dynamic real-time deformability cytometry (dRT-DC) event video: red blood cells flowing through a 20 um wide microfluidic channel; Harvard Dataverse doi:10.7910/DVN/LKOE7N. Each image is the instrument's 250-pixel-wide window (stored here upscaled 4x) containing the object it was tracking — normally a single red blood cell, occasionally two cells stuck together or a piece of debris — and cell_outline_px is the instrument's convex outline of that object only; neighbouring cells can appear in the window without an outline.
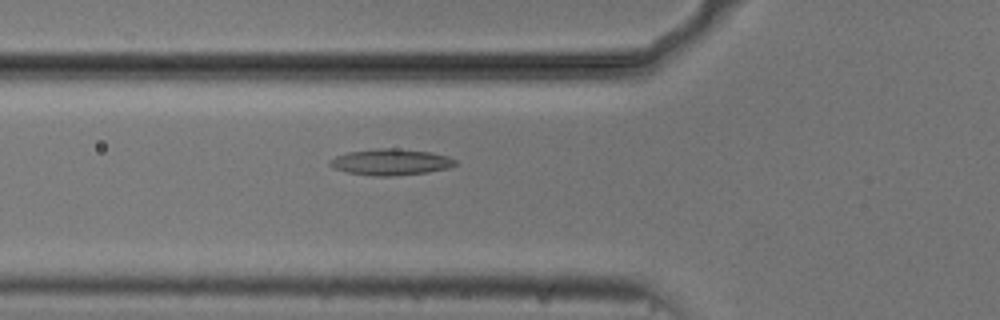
{"species": "common noctule bat (a hibernating species)", "species_latin": "Nyctalus noctula", "temperature_condition": "cold", "stored_images_in_passage": 44, "camera_frame_rate_fps": 3000, "um_per_image_px": 0.085, "animal": {"sex": "male", "body_mass_g": 20.5, "forearm_length_mm": 52.5}, "frame": {"image": 1, "passage_image": 9, "time_ms": 2.667, "image_size_px": [1000, 320], "cell_outline_px": [[456, 164], [448, 168], [428, 172], [392, 176], [376, 176], [348, 172], [336, 168], [328, 164], [328, 160], [336, 156], [348, 152], [376, 148], [396, 148], [432, 152], [448, 156], [456, 160]], "centroid_in_image_um": [33.23, 13.76], "position_along_channel_um": 92.6, "area_um2": 19.13}}
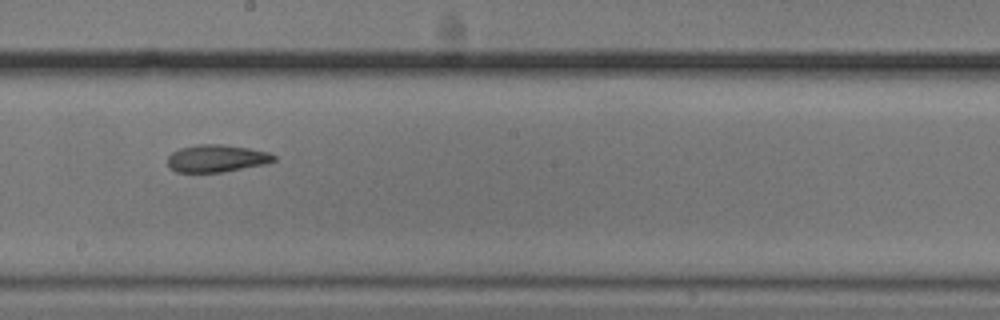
{"frame": {"image": 2, "passage_image": 20, "time_ms": 6.333, "image_size_px": [1000, 320], "cell_outline_px": [[276, 160], [264, 164], [224, 172], [176, 172], [168, 164], [168, 156], [172, 152], [180, 148], [196, 144], [220, 144], [248, 148], [268, 152], [276, 156]], "centroid_in_image_um": [18.41, 13.46], "position_along_channel_um": 229.8, "area_um2": 16.88}}
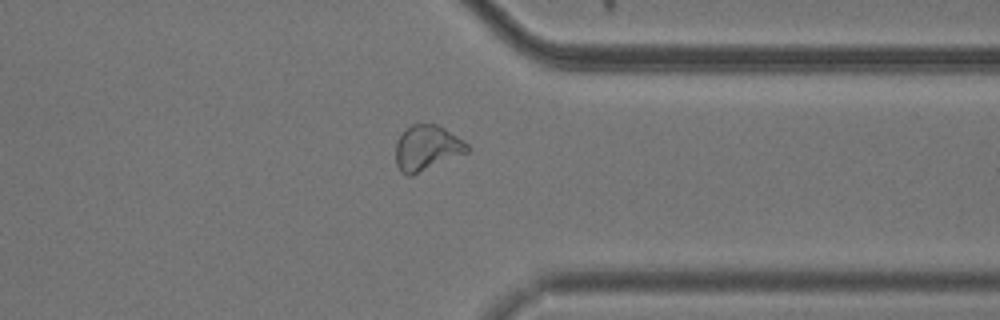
{"frame": {"image": 3, "passage_image": 32, "time_ms": 10.333, "image_size_px": [1000, 320], "cell_outline_px": [[472, 148], [468, 152], [412, 176], [408, 176], [400, 172], [396, 164], [396, 144], [404, 128], [412, 124], [436, 124], [444, 128], [464, 140]], "centroid_in_image_um": [36.29, 12.58], "position_along_channel_um": 375.1, "area_um2": 19.07}, "authors_computed_cell_mechanics": {"area_um2": 18.7272, "velocity_mm_per_s": 3.7235, "shape_relaxation_time_tau1_ms": null, "shape_relaxation_time_tau2_ms": 4.6021, "deformation_change_tau1": null, "deformation_change_tau2": 0.1156}}